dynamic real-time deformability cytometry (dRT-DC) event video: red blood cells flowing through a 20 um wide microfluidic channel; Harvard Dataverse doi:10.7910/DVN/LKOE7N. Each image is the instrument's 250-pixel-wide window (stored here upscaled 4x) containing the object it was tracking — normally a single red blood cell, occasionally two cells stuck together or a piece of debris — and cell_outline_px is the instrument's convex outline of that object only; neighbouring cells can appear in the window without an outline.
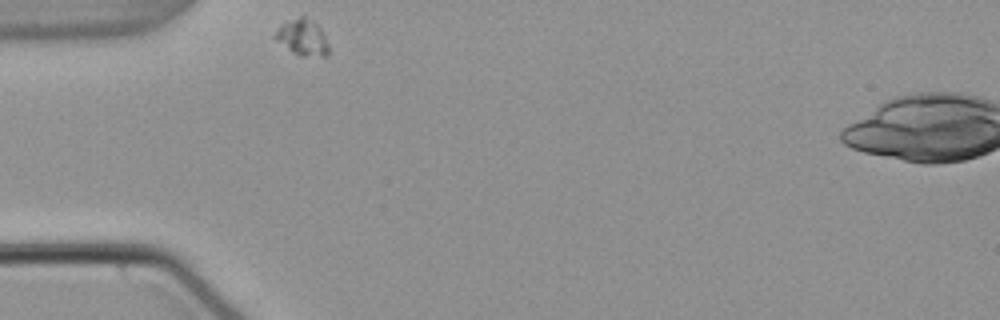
{"species": "common noctule bat (a hibernating species)", "species_latin": "Nyctalus noctula", "temperature_condition": "warm", "stored_images_in_passage": 34, "camera_frame_rate_fps": 3000, "um_per_image_px": 0.085, "animal": {"sex": "male", "body_mass_g": 21.5, "forearm_length_mm": 52.0}, "frame": {"image": 1, "passage_image": 1, "time_ms": 0.0, "image_size_px": [1000, 320], "cell_outline_px": [[328, 56], [300, 56], [292, 52], [276, 40], [272, 36], [280, 24], [300, 16], [304, 16], [312, 20], [320, 28], [328, 44]], "centroid_in_image_um": [25.69, 3.18], "position_along_channel_um": 59.3, "area_um2": 11.27}}
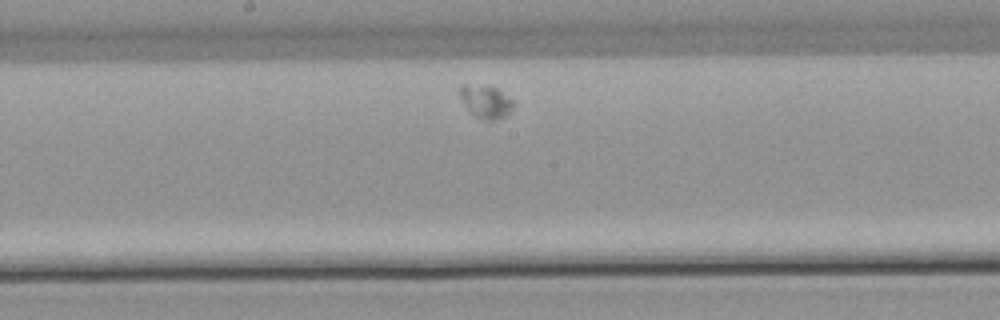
{"frame": {"image": 2, "passage_image": 15, "time_ms": 4.667, "image_size_px": [1000, 320], "cell_outline_px": [[512, 108], [504, 116], [496, 120], [484, 120], [472, 116], [468, 112], [460, 96], [460, 84], [488, 84], [496, 88], [512, 100]], "centroid_in_image_um": [41.23, 8.62], "position_along_channel_um": 207.0, "area_um2": 10.4}}
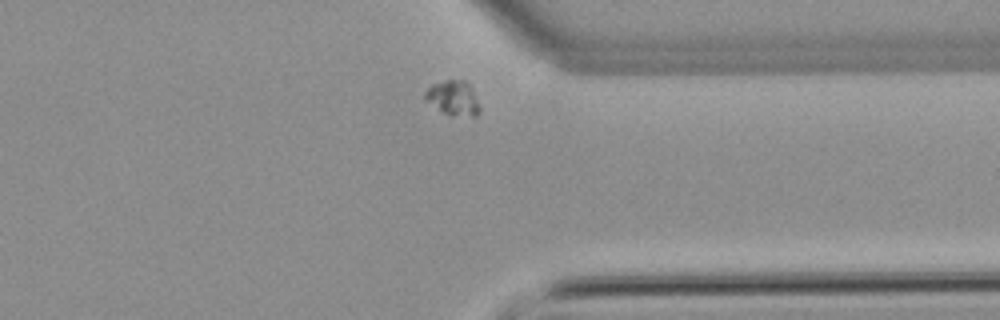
{"frame": {"image": 3, "passage_image": 30, "time_ms": 9.667, "image_size_px": [1000, 320], "cell_outline_px": [[480, 112], [476, 116], [452, 116], [444, 112], [424, 100], [424, 92], [432, 84], [448, 80], [464, 80], [468, 84], [480, 108]], "centroid_in_image_um": [38.49, 8.35], "position_along_channel_um": 372.9, "area_um2": 10.81}}